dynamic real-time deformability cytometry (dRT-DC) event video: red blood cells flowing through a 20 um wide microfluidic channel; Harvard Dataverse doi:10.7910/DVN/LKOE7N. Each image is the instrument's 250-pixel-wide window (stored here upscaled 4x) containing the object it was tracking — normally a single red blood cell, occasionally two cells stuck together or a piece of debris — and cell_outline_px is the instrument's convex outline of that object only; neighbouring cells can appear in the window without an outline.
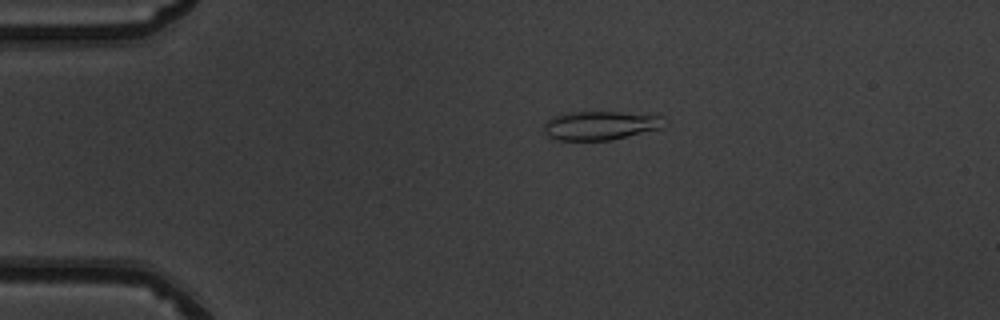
{"species": "common noctule bat (a hibernating species)", "species_latin": "Nyctalus noctula", "temperature_condition": "warm", "stored_images_in_passage": 9, "camera_frame_rate_fps": 3000, "um_per_image_px": 0.085, "animal": {"sex": "male", "body_mass_g": 19.5, "forearm_length_mm": 54.6}, "frame": {"image": 1, "passage_image": 5, "time_ms": 1.333, "image_size_px": [1000, 320], "cell_outline_px": [[660, 128], [612, 140], [556, 140], [548, 136], [544, 132], [544, 124], [548, 120], [556, 116], [568, 112], [620, 112], [660, 116]], "centroid_in_image_um": [50.93, 10.67], "position_along_channel_um": 34.1, "area_um2": 19.71}}